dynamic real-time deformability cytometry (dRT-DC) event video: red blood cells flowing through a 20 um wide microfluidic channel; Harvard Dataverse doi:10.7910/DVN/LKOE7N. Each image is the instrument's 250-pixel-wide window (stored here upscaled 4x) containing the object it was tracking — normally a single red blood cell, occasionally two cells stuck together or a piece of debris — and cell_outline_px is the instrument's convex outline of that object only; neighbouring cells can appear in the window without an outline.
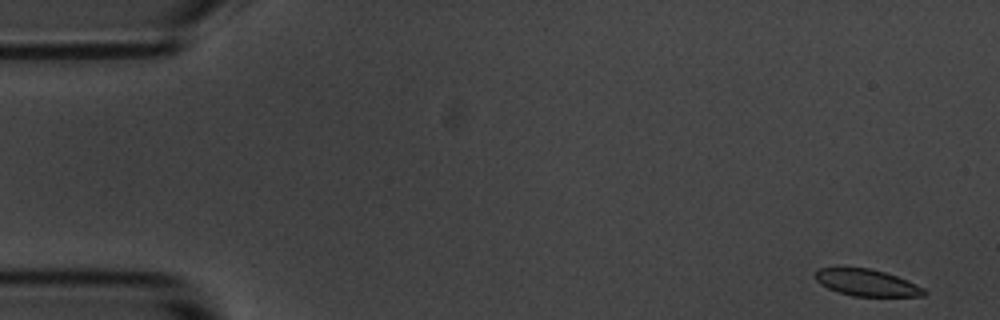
{"species": "common noctule bat (a hibernating species)", "species_latin": "Nyctalus noctula", "temperature_condition": "room temperature", "stored_images_in_passage": 4, "camera_frame_rate_fps": 3000, "um_per_image_px": 0.085, "animal": {"sex": "male", "body_mass_g": 20.1, "forearm_length_mm": 53.5}, "frame": {"image": 1, "passage_image": 1, "time_ms": 0.0, "image_size_px": [1000, 320], "cell_outline_px": [[928, 292], [924, 296], [852, 296], [836, 292], [820, 284], [812, 276], [820, 268], [868, 268], [884, 272], [896, 276], [916, 284], [924, 288]], "centroid_in_image_um": [73.66, 24.04], "position_along_channel_um": 11.3, "area_um2": 16.94}}
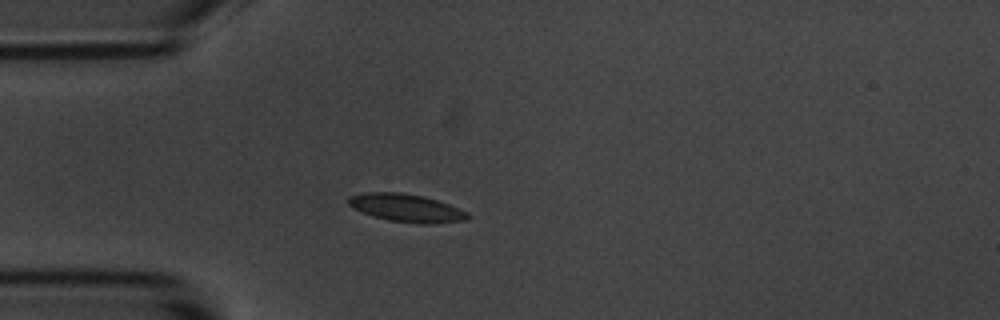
{"frame": {"image": 2, "passage_image": 4, "time_ms": 4.333, "image_size_px": [1000, 320], "cell_outline_px": [[472, 216], [468, 220], [432, 224], [416, 224], [388, 220], [364, 212], [348, 204], [348, 200], [352, 196], [368, 192], [400, 192], [424, 196], [448, 204], [468, 212]], "centroid_in_image_um": [34.64, 17.69], "position_along_channel_um": 50.4, "area_um2": 19.25}}